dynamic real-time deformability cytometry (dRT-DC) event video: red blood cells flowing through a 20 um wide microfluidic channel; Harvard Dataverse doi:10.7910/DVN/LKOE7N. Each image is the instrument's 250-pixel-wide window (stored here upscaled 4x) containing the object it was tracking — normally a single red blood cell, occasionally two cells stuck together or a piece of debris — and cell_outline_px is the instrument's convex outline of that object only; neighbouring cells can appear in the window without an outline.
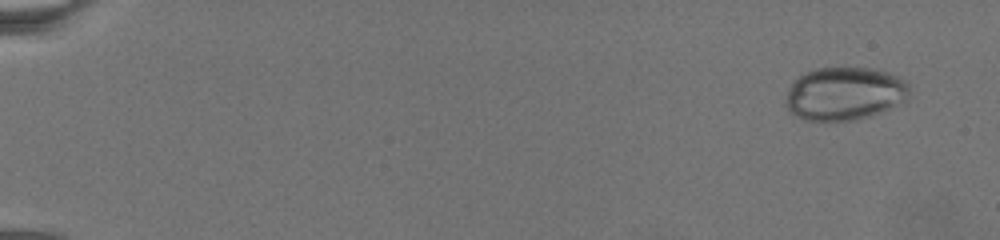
{"species": "common noctule bat (a hibernating species)", "species_latin": "Nyctalus noctula", "temperature_condition": "warm", "stored_images_in_passage": 15, "camera_frame_rate_fps": 3000, "um_per_image_px": 0.085, "animal": {"sex": "female", "body_mass_g": 19.5, "forearm_length_mm": 54.1}, "frame": {"image": 1, "passage_image": 2, "time_ms": 1.0, "image_size_px": [1000, 240], "cell_outline_px": [[908, 92], [900, 100], [868, 116], [856, 120], [804, 120], [796, 116], [784, 104], [788, 92], [792, 84], [800, 76], [808, 72], [820, 68], [868, 68], [884, 72], [904, 80], [908, 84]], "centroid_in_image_um": [71.69, 7.96], "position_along_channel_um": 13.3, "area_um2": 36.82}}
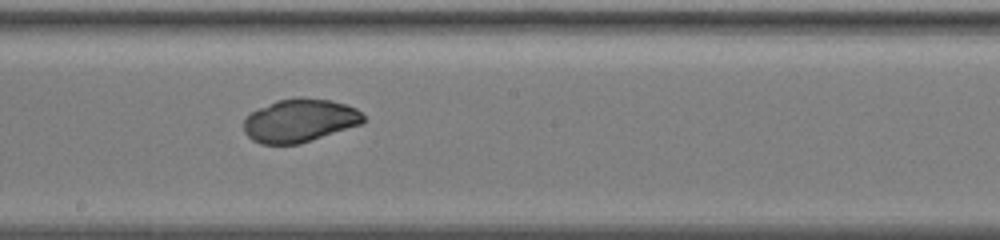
{"frame": {"image": 2, "passage_image": 13, "time_ms": 14.0, "image_size_px": [1000, 240], "cell_outline_px": [[364, 120], [360, 124], [300, 144], [260, 144], [252, 140], [244, 132], [244, 120], [252, 112], [276, 100], [296, 96], [300, 96], [332, 100], [356, 108], [364, 116]], "centroid_in_image_um": [25.46, 10.23], "position_along_channel_um": 222.7, "area_um2": 30.11}}
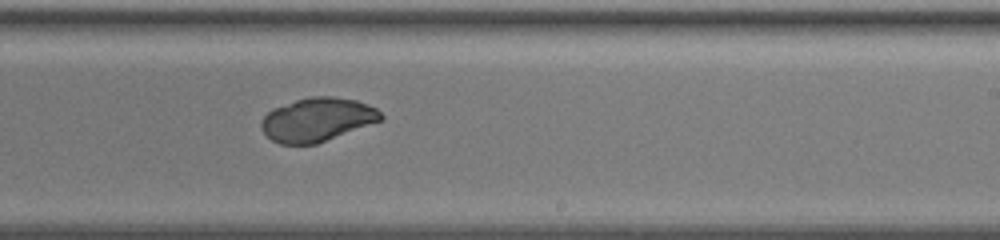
{"frame": {"image": 3, "passage_image": 14, "time_ms": 15.333, "image_size_px": [1000, 240], "cell_outline_px": [[384, 116], [380, 120], [316, 144], [280, 144], [272, 140], [260, 128], [260, 124], [264, 116], [272, 108], [296, 100], [312, 96], [332, 96], [356, 100], [368, 104], [376, 108]], "centroid_in_image_um": [26.93, 10.16], "position_along_channel_um": 262.1, "area_um2": 30.11}}